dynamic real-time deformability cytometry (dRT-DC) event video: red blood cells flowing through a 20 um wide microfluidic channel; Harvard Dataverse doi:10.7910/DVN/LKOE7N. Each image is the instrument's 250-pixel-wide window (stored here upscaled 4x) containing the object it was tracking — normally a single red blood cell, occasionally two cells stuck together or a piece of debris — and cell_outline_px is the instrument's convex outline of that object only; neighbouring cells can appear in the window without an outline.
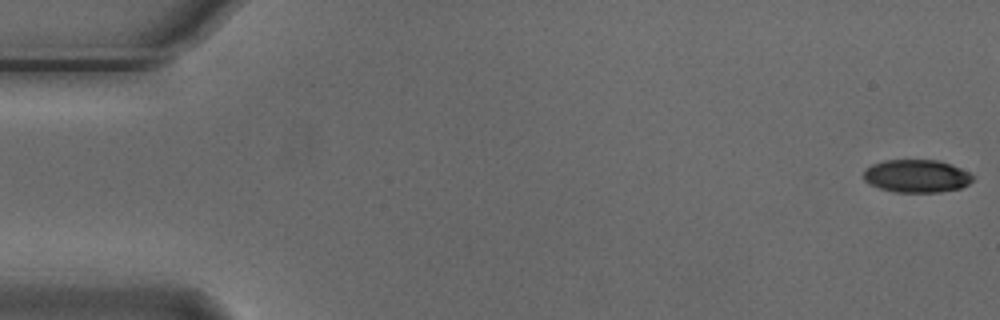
{"species": "Egyptian fruit bat (a non-hibernating species)", "species_latin": "Rousettus aegyptiacus", "temperature_condition": "cold", "stored_images_in_passage": 5, "camera_frame_rate_fps": 3000, "um_per_image_px": 0.085, "animal": {"sex": "male"}, "frame": {"image": 1, "passage_image": 1, "time_ms": 0.0, "image_size_px": [1000, 320], "cell_outline_px": [[976, 176], [968, 184], [960, 188], [940, 192], [896, 192], [880, 188], [868, 184], [864, 180], [864, 168], [872, 164], [884, 160], [940, 160], [952, 164]], "centroid_in_image_um": [77.91, 14.96], "position_along_channel_um": 7.1, "area_um2": 21.1}}
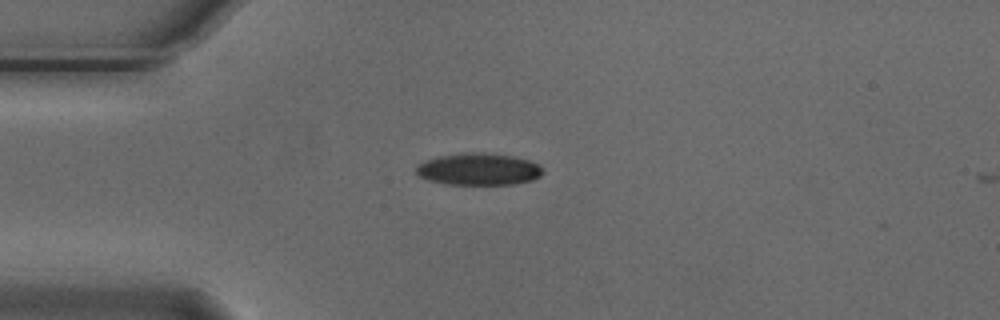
{"frame": {"image": 2, "passage_image": 4, "time_ms": 1.0, "image_size_px": [1000, 320], "cell_outline_px": [[544, 172], [540, 176], [532, 180], [512, 184], [444, 184], [428, 180], [420, 176], [416, 172], [416, 168], [424, 160], [440, 156], [472, 152], [480, 152], [512, 156], [528, 160], [540, 164], [544, 168]], "centroid_in_image_um": [40.72, 14.38], "position_along_channel_um": 44.3, "area_um2": 23.52}}